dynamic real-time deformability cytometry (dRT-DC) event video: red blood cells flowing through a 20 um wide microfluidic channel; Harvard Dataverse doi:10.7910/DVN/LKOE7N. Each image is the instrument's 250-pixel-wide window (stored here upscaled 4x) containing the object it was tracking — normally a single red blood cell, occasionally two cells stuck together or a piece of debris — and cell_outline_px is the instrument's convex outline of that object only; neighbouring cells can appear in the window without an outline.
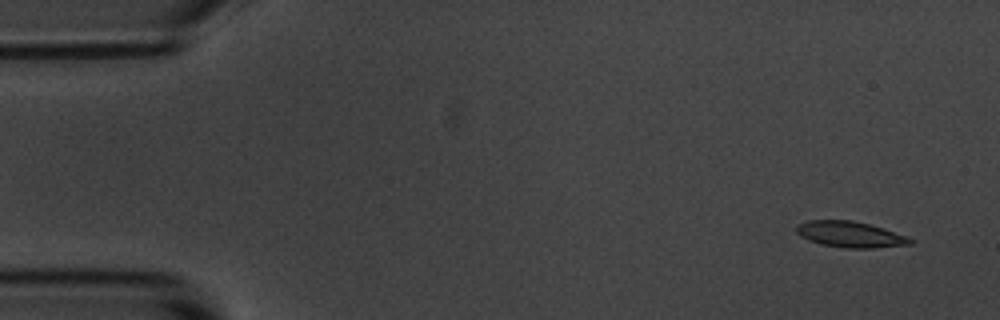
{"species": "common noctule bat (a hibernating species)", "species_latin": "Nyctalus noctula", "temperature_condition": "room temperature", "stored_images_in_passage": 53, "camera_frame_rate_fps": 3000, "um_per_image_px": 0.085, "animal": {"sex": "male", "body_mass_g": 20.1, "forearm_length_mm": 53.5}, "frame": {"image": 1, "passage_image": 1, "time_ms": 0.0, "image_size_px": [1000, 320], "cell_outline_px": [[912, 244], [876, 248], [844, 248], [820, 244], [808, 240], [800, 236], [796, 232], [796, 224], [808, 220], [852, 220], [884, 228], [908, 236], [912, 240]], "centroid_in_image_um": [72.25, 19.92], "position_along_channel_um": 12.8, "area_um2": 17.4}}
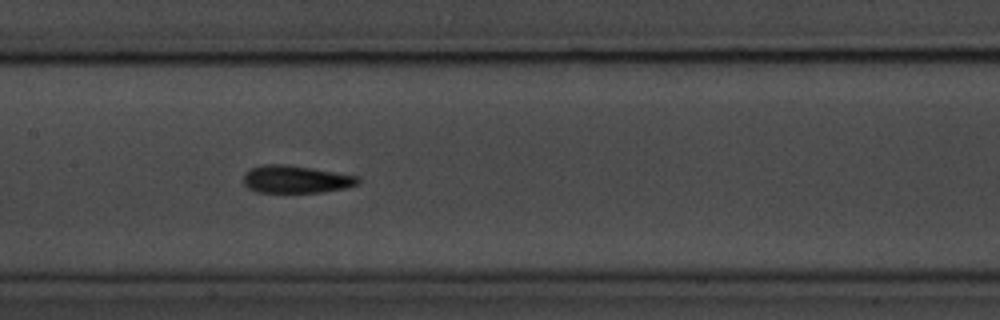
{"frame": {"image": 2, "passage_image": 24, "time_ms": 7.667, "image_size_px": [1000, 320], "cell_outline_px": [[360, 184], [344, 188], [324, 192], [256, 192], [248, 188], [244, 184], [244, 172], [252, 168], [264, 164], [284, 164], [312, 168], [360, 176]], "centroid_in_image_um": [25.17, 15.24], "position_along_channel_um": 182.2, "area_um2": 18.5}}
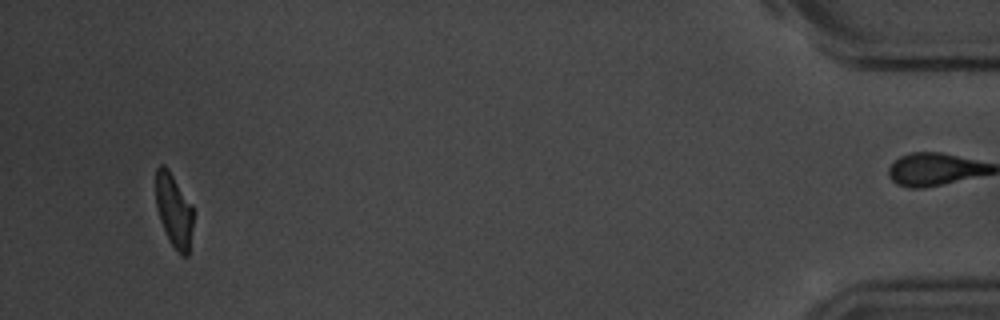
{"frame": {"image": 3, "passage_image": 50, "time_ms": 16.333, "image_size_px": [1000, 320], "cell_outline_px": [[192, 228], [188, 256], [180, 256], [176, 252], [168, 240], [160, 220], [156, 208], [156, 168], [160, 164], [164, 164], [168, 168], [192, 204]], "centroid_in_image_um": [14.77, 17.9], "position_along_channel_um": 420.4, "area_um2": 16.24}}